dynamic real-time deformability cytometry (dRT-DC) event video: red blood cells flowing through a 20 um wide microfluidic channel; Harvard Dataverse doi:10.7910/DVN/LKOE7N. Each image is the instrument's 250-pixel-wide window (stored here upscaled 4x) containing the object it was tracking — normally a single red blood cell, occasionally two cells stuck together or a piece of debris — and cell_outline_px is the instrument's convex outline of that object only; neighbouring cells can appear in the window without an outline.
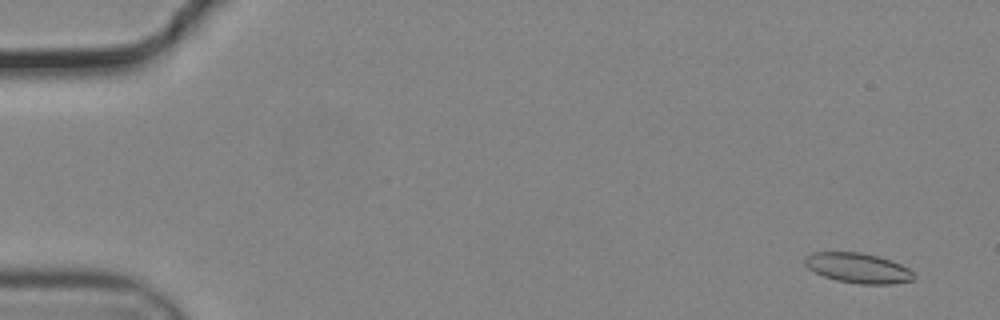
{"species": "common noctule bat (a hibernating species)", "species_latin": "Nyctalus noctula", "temperature_condition": "cold", "stored_images_in_passage": 56, "camera_frame_rate_fps": 3000, "um_per_image_px": 0.085, "animal": {"sex": "male", "body_mass_g": 19.2, "forearm_length_mm": 51.8}, "frame": {"image": 1, "passage_image": 3, "time_ms": 0.667, "image_size_px": [1000, 320], "cell_outline_px": [[916, 276], [912, 280], [892, 284], [860, 284], [836, 280], [824, 276], [808, 268], [804, 264], [804, 256], [812, 252], [860, 252], [876, 256], [900, 264], [908, 268]], "centroid_in_image_um": [72.9, 22.78], "position_along_channel_um": 12.1, "area_um2": 18.96}}
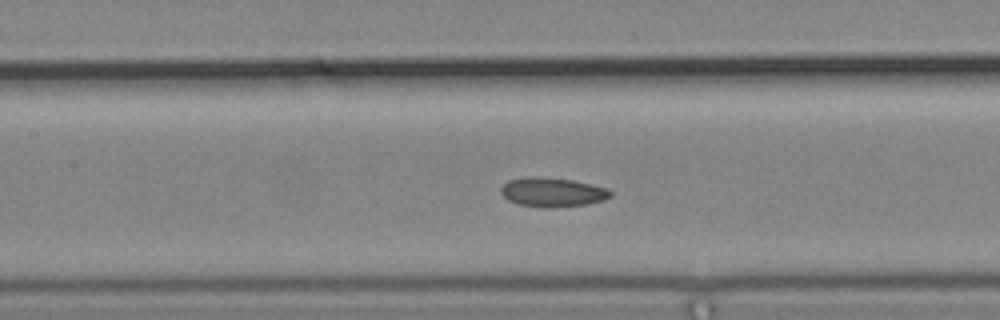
{"frame": {"image": 2, "passage_image": 26, "time_ms": 8.333, "image_size_px": [1000, 320], "cell_outline_px": [[612, 196], [604, 200], [588, 204], [520, 204], [508, 200], [500, 192], [500, 188], [508, 180], [528, 176], [532, 176], [572, 180], [608, 188], [612, 192]], "centroid_in_image_um": [46.97, 16.27], "position_along_channel_um": 160.4, "area_um2": 17.63}}
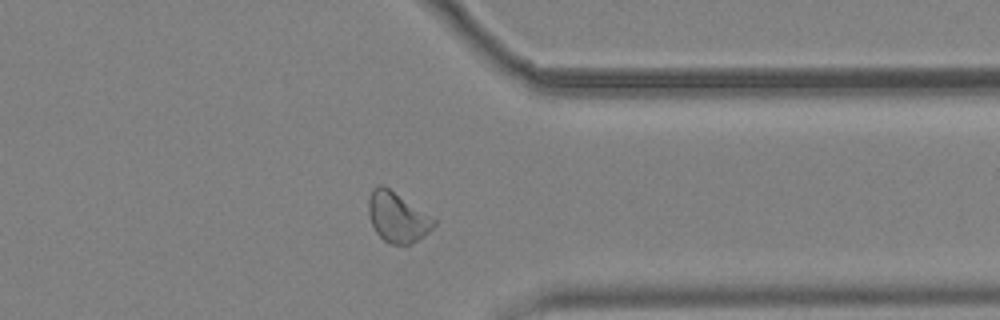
{"frame": {"image": 3, "passage_image": 44, "time_ms": 14.333, "image_size_px": [1000, 320], "cell_outline_px": [[436, 224], [424, 236], [408, 244], [392, 244], [384, 240], [376, 232], [372, 224], [368, 212], [368, 200], [372, 188], [380, 184], [384, 184], [436, 220]], "centroid_in_image_um": [33.75, 18.43], "position_along_channel_um": 377.7, "area_um2": 18.84}, "authors_computed_cell_mechanics": {"area_um2": 18.8717, "velocity_mm_per_s": 3.7038, "shape_relaxation_time_tau1_ms": 9.8769, "shape_relaxation_time_tau2_ms": 2.8646, "deformation_change_tau1": 0.1611, "deformation_change_tau2": 0.0789}}